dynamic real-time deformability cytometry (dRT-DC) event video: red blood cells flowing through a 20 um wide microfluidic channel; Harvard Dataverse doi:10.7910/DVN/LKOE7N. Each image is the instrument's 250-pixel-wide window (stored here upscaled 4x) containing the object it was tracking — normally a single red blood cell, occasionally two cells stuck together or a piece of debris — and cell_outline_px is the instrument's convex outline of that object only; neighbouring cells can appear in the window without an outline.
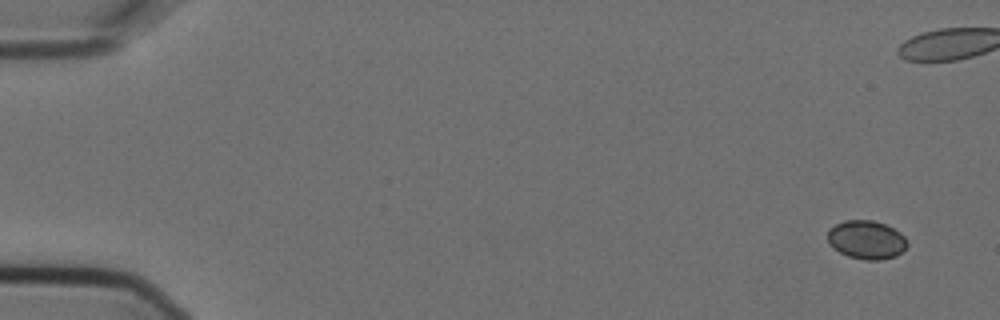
{"species": "Egyptian fruit bat (a non-hibernating species)", "species_latin": "Rousettus aegyptiacus", "temperature_condition": "cold", "stored_images_in_passage": 7, "camera_frame_rate_fps": 3000, "um_per_image_px": 0.085, "animal": {"sex": "female"}, "frame": {"image": 1, "passage_image": 1, "time_ms": 0.0, "image_size_px": [1000, 320], "cell_outline_px": [[908, 244], [896, 256], [880, 260], [864, 260], [848, 256], [840, 252], [828, 240], [828, 228], [844, 220], [872, 220], [884, 224], [900, 232], [904, 236]], "centroid_in_image_um": [73.65, 20.37], "position_along_channel_um": 11.3, "area_um2": 17.69}}
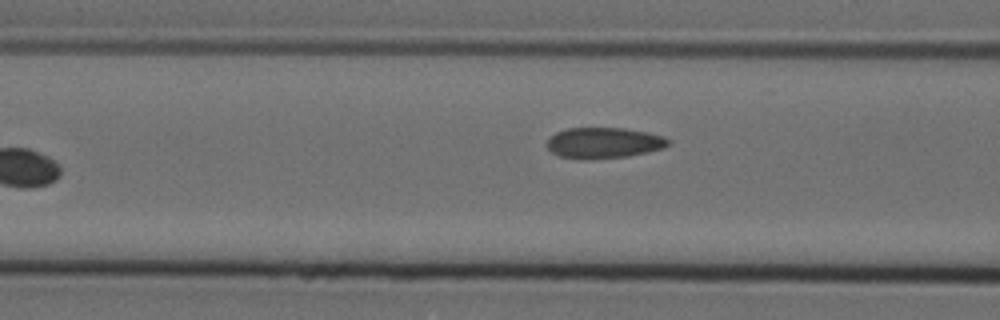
{"frame": {"image": 2, "passage_image": 7, "time_ms": 2.0, "image_size_px": [1000, 320], "cell_outline_px": [[672, 144], [664, 148], [648, 152], [628, 156], [592, 160], [576, 160], [560, 156], [552, 152], [544, 144], [556, 132], [568, 128], [624, 128], [648, 132], [664, 136], [672, 140]], "centroid_in_image_um": [51.35, 12.16], "position_along_channel_um": 115.2, "area_um2": 22.31}}